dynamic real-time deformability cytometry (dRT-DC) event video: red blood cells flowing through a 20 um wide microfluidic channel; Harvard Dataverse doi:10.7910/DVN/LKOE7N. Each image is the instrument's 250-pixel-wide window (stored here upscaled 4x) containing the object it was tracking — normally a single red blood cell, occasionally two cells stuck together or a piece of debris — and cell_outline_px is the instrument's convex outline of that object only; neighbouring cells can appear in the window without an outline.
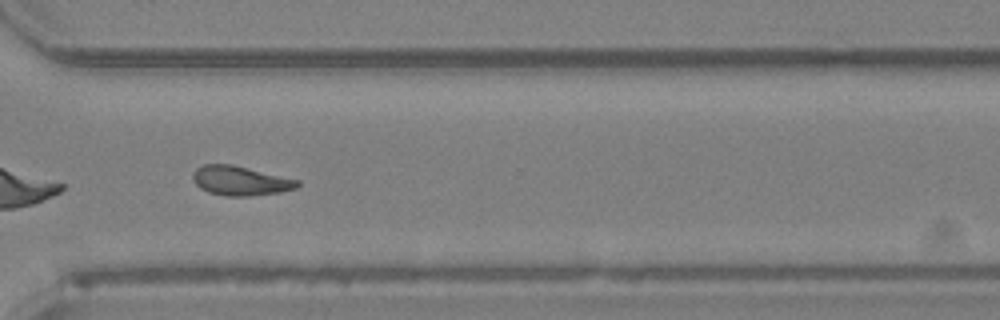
{"species": "Egyptian fruit bat (a non-hibernating species)", "species_latin": "Rousettus aegyptiacus", "temperature_condition": "room temperature", "stored_images_in_passage": 47, "camera_frame_rate_fps": 3000, "um_per_image_px": 0.085, "animal": {"sex": "female"}, "frame": {"image": 1, "passage_image": 34, "time_ms": 11.0, "image_size_px": [1000, 320], "cell_outline_px": [[300, 184], [296, 188], [280, 192], [248, 196], [224, 196], [208, 192], [200, 188], [192, 180], [192, 172], [196, 168], [204, 164], [232, 164], [300, 180]], "centroid_in_image_um": [20.41, 15.36], "position_along_channel_um": 350.2, "area_um2": 18.03}}